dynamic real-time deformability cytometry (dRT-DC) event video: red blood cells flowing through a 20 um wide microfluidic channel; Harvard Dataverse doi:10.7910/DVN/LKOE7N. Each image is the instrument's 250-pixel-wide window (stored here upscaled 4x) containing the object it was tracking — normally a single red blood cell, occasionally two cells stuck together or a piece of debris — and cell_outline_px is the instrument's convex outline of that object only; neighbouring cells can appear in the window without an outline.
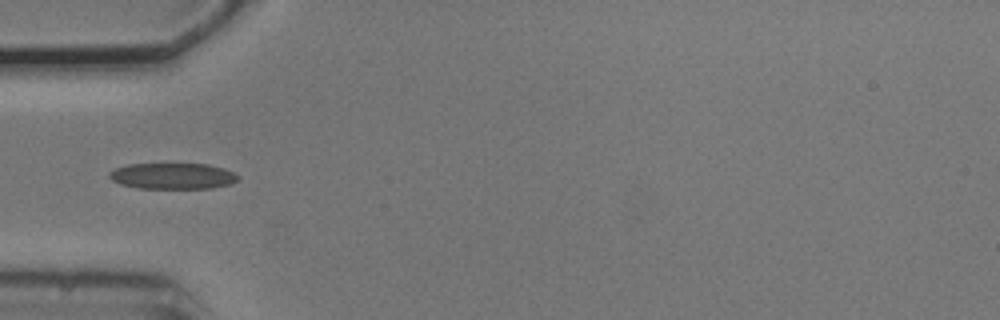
{"species": "common noctule bat (a hibernating species)", "species_latin": "Nyctalus noctula", "temperature_condition": "cold", "stored_images_in_passage": 35, "camera_frame_rate_fps": 3000, "um_per_image_px": 0.085, "animal": {"sex": "male", "body_mass_g": 20.5, "forearm_length_mm": 52.5}, "frame": {"image": 1, "passage_image": 1, "time_ms": 0.0, "image_size_px": [1000, 320], "cell_outline_px": [[240, 180], [232, 184], [212, 188], [140, 188], [120, 184], [112, 180], [108, 176], [108, 172], [116, 168], [128, 164], [208, 164], [224, 168], [236, 172], [240, 176]], "centroid_in_image_um": [14.74, 14.96], "position_along_channel_um": 70.3, "area_um2": 19.77}}
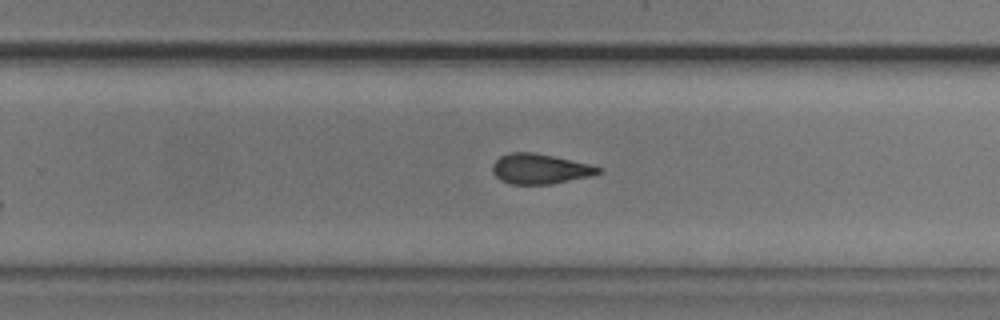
{"frame": {"image": 2, "passage_image": 18, "time_ms": 5.667, "image_size_px": [1000, 320], "cell_outline_px": [[604, 168], [600, 172], [592, 176], [552, 184], [512, 184], [500, 180], [492, 172], [492, 164], [500, 156], [508, 152], [532, 152], [552, 156], [588, 164]], "centroid_in_image_um": [45.88, 14.36], "position_along_channel_um": 283.9, "area_um2": 18.55}}
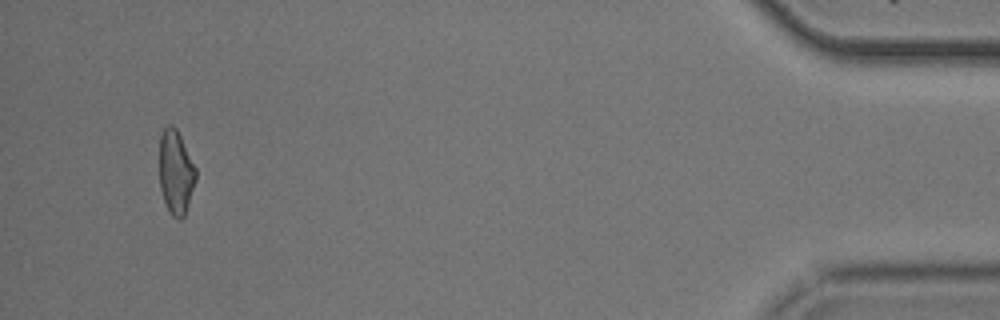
{"frame": {"image": 3, "passage_image": 35, "time_ms": 11.333, "image_size_px": [1000, 320], "cell_outline_px": [[196, 180], [184, 216], [180, 220], [172, 216], [164, 200], [160, 188], [160, 136], [164, 128], [168, 124], [172, 124], [176, 128], [196, 168]], "centroid_in_image_um": [14.94, 14.63], "position_along_channel_um": 420.3, "area_um2": 17.63}, "authors_computed_cell_mechanics": {"area_um2": 18.5538, "velocity_mm_per_s": 3.7501, "shape_relaxation_time_tau1_ms": 9.1181, "shape_relaxation_time_tau2_ms": null, "deformation_change_tau1": 0.1538, "deformation_change_tau2": null}}